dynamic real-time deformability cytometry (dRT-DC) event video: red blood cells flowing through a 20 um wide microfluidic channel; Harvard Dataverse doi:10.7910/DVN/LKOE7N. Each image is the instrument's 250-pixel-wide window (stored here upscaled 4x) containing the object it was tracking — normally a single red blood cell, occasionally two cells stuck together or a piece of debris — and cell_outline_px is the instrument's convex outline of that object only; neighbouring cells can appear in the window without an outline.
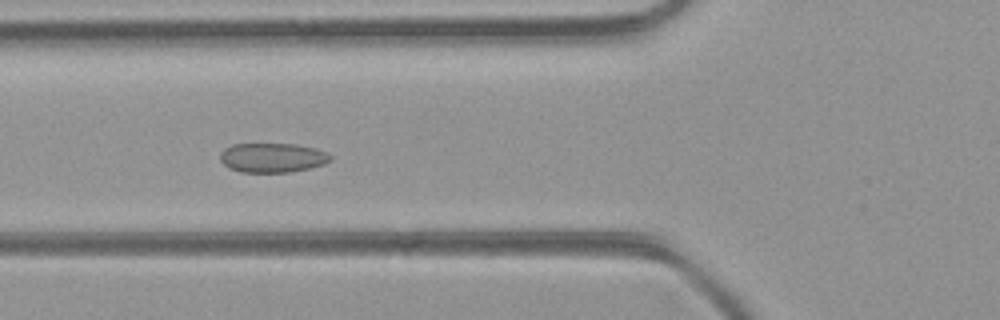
{"species": "common noctule bat (a hibernating species)", "species_latin": "Nyctalus noctula", "temperature_condition": "room temperature", "stored_images_in_passage": 46, "camera_frame_rate_fps": 3000, "um_per_image_px": 0.085, "animal": {"sex": "female", "body_mass_g": 21.9}, "frame": {"image": 1, "passage_image": 17, "time_ms": 5.333, "image_size_px": [1000, 320], "cell_outline_px": [[332, 160], [324, 164], [308, 168], [288, 172], [240, 172], [228, 168], [220, 160], [220, 152], [224, 148], [232, 144], [296, 144], [312, 148], [324, 152], [332, 156]], "centroid_in_image_um": [23.11, 13.4], "position_along_channel_um": 102.7, "area_um2": 18.84}}
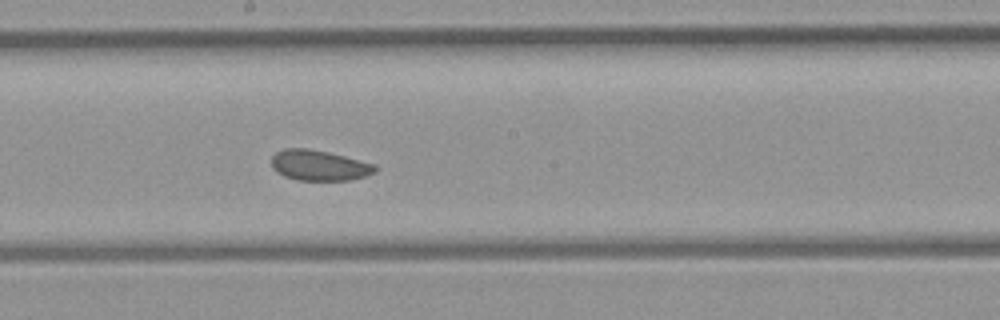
{"frame": {"image": 2, "passage_image": 25, "time_ms": 8.0, "image_size_px": [1000, 320], "cell_outline_px": [[376, 172], [368, 176], [352, 180], [296, 180], [284, 176], [276, 172], [272, 168], [272, 156], [276, 152], [284, 148], [308, 148], [328, 152], [376, 164]], "centroid_in_image_um": [27.14, 14.06], "position_along_channel_um": 221.1, "area_um2": 18.61}}
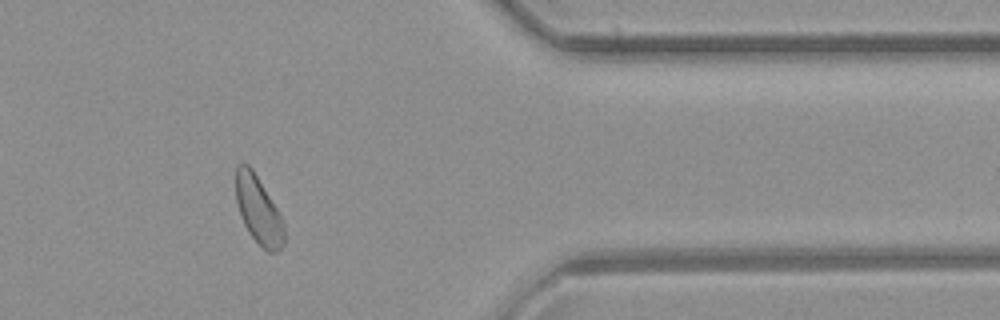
{"frame": {"image": 3, "passage_image": 38, "time_ms": 12.333, "image_size_px": [1000, 320], "cell_outline_px": [[284, 244], [276, 252], [268, 252], [248, 232], [244, 224], [236, 200], [236, 164], [248, 164], [252, 168], [276, 208], [280, 216], [284, 228]], "centroid_in_image_um": [21.95, 17.85], "position_along_channel_um": 389.4, "area_um2": 18.55}, "authors_computed_cell_mechanics": {"area_um2": 19.4208, "velocity_mm_per_s": 4.4232, "shape_relaxation_time_tau1_ms": null, "shape_relaxation_time_tau2_ms": 2.1337, "deformation_change_tau1": null, "deformation_change_tau2": 0.0715}}